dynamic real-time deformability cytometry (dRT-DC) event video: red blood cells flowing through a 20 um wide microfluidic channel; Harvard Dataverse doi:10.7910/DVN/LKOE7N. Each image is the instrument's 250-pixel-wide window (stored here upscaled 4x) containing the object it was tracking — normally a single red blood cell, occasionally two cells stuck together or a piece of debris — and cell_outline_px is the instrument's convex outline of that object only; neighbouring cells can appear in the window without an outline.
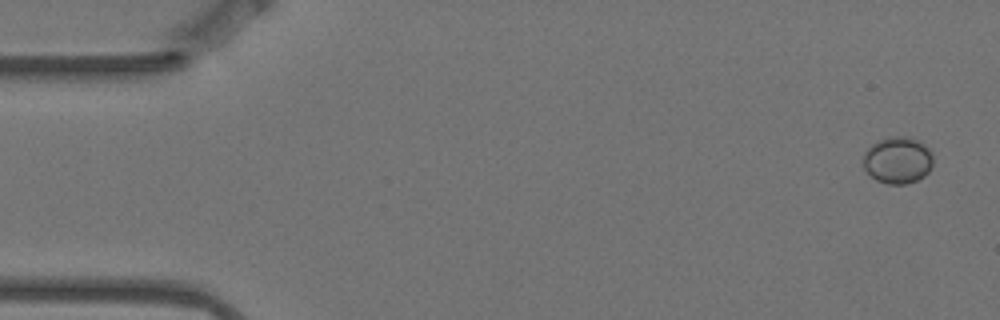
{"species": "Egyptian fruit bat (a non-hibernating species)", "species_latin": "Rousettus aegyptiacus", "temperature_condition": "warm", "stored_images_in_passage": 5, "camera_frame_rate_fps": 3000, "um_per_image_px": 0.085, "animal": {"sex": "female"}, "frame": {"image": 1, "passage_image": 5, "time_ms": 1.333, "image_size_px": [1000, 320], "cell_outline_px": [[932, 164], [928, 172], [924, 176], [916, 180], [904, 184], [888, 184], [876, 180], [864, 168], [860, 160], [864, 152], [876, 140], [888, 136], [908, 136], [920, 140], [932, 152]], "centroid_in_image_um": [76.27, 13.58], "position_along_channel_um": 8.7, "area_um2": 19.42}}